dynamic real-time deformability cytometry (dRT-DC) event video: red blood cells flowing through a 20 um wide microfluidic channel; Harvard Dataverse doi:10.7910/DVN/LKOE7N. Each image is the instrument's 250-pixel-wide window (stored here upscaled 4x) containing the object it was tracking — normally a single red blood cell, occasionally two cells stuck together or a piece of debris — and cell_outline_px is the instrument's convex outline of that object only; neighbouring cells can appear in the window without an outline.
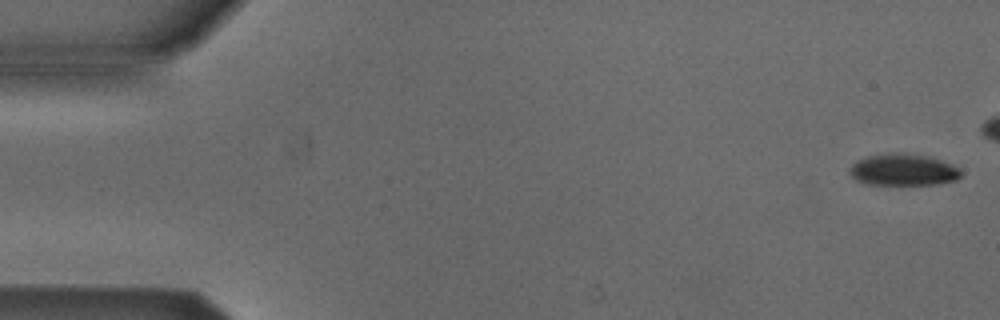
{"species": "Egyptian fruit bat (a non-hibernating species)", "species_latin": "Rousettus aegyptiacus", "temperature_condition": "cold", "stored_images_in_passage": 6, "camera_frame_rate_fps": 3000, "um_per_image_px": 0.085, "animal": {"sex": "male"}, "frame": {"image": 1, "passage_image": 1, "time_ms": 0.0, "image_size_px": [1000, 320], "cell_outline_px": [[960, 176], [956, 180], [932, 184], [868, 184], [856, 180], [848, 172], [852, 164], [856, 160], [868, 156], [888, 152], [896, 152], [928, 156], [952, 164], [960, 172]], "centroid_in_image_um": [76.72, 14.42], "position_along_channel_um": 8.3, "area_um2": 20.4}}